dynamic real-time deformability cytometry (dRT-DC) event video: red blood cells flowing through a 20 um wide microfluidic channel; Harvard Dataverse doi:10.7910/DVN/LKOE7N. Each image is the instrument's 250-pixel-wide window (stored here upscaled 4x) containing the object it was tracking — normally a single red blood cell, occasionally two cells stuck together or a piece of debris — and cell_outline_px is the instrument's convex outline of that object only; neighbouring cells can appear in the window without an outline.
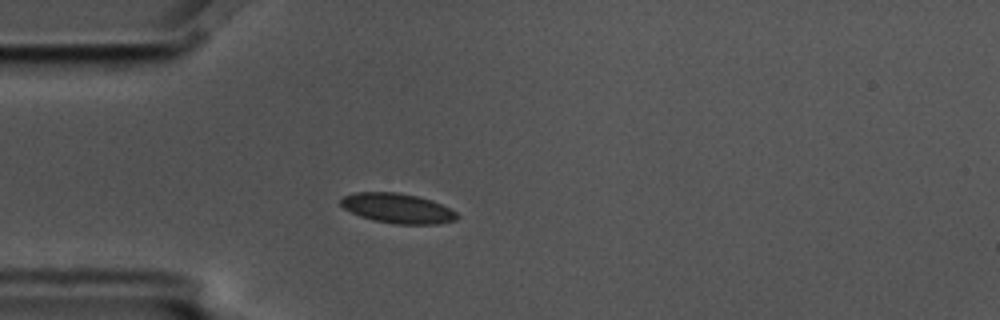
{"species": "common noctule bat (a hibernating species)", "species_latin": "Nyctalus noctula", "temperature_condition": "cold", "stored_images_in_passage": 3, "camera_frame_rate_fps": 3000, "um_per_image_px": 0.085, "animal": {"sex": "male", "body_mass_g": 17.5, "forearm_length_mm": 52.3}, "frame": {"image": 1, "passage_image": 3, "time_ms": 0.667, "image_size_px": [1000, 320], "cell_outline_px": [[460, 216], [456, 220], [436, 224], [396, 224], [372, 220], [360, 216], [344, 208], [340, 204], [340, 200], [344, 196], [356, 192], [396, 192], [416, 196], [432, 200], [456, 212]], "centroid_in_image_um": [33.79, 17.71], "position_along_channel_um": 51.2, "area_um2": 20.11}}